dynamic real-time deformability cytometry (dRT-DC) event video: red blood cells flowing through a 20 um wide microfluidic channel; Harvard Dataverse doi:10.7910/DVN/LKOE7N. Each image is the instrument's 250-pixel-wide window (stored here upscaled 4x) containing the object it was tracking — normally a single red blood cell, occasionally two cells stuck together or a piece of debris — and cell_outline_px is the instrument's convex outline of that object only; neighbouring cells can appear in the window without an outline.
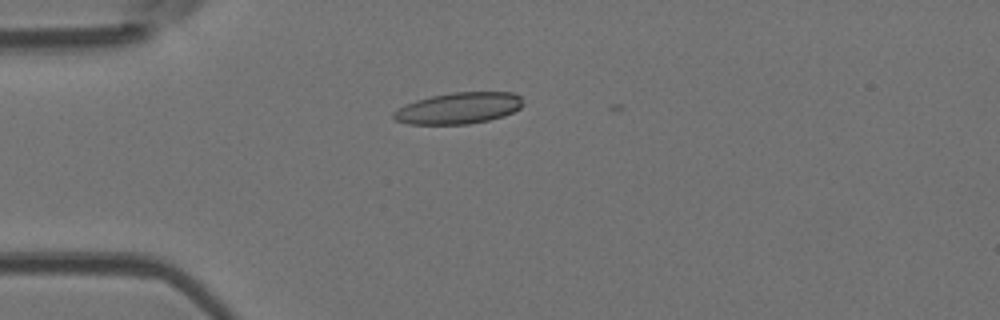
{"species": "Egyptian fruit bat (a non-hibernating species)", "species_latin": "Rousettus aegyptiacus", "temperature_condition": "room temperature", "stored_images_in_passage": 7, "camera_frame_rate_fps": 3000, "um_per_image_px": 0.085, "animal": {"sex": "female"}, "frame": {"image": 1, "passage_image": 1, "time_ms": 0.0, "image_size_px": [1000, 320], "cell_outline_px": [[524, 104], [520, 108], [504, 116], [488, 120], [468, 124], [408, 124], [396, 120], [392, 116], [392, 112], [396, 108], [404, 104], [416, 100], [432, 96], [452, 92], [512, 92], [520, 96]], "centroid_in_image_um": [38.96, 9.19], "position_along_channel_um": 46.0, "area_um2": 23.76}}
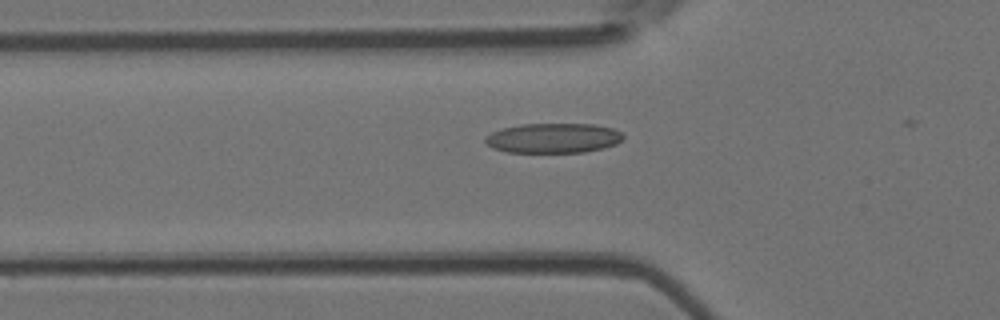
{"frame": {"image": 2, "passage_image": 5, "time_ms": 1.333, "image_size_px": [1000, 320], "cell_outline_px": [[624, 136], [616, 144], [604, 148], [584, 152], [508, 152], [492, 148], [484, 140], [484, 136], [492, 132], [504, 128], [520, 124], [592, 124], [612, 128], [620, 132]], "centroid_in_image_um": [47.01, 11.74], "position_along_channel_um": 78.8, "area_um2": 23.87}}